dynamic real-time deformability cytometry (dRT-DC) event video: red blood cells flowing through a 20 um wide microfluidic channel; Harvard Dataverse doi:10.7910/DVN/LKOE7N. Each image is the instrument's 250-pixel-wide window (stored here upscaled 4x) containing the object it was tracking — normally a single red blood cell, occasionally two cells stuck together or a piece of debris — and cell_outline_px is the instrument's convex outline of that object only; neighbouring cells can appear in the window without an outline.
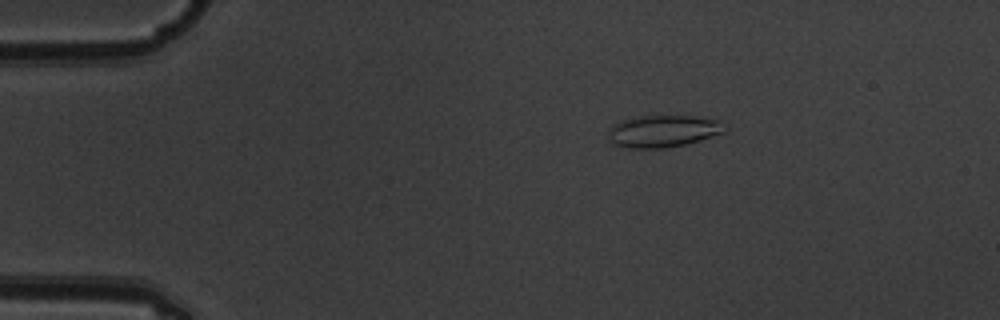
{"species": "common noctule bat (a hibernating species)", "species_latin": "Nyctalus noctula", "temperature_condition": "warm", "stored_images_in_passage": 4, "camera_frame_rate_fps": 3000, "um_per_image_px": 0.085, "animal": {"sex": "male", "body_mass_g": 19.5, "forearm_length_mm": 54.6}, "frame": {"image": 1, "passage_image": 2, "time_ms": 0.333, "image_size_px": [1000, 320], "cell_outline_px": [[724, 132], [700, 140], [684, 144], [664, 148], [628, 148], [612, 144], [608, 136], [608, 128], [612, 124], [620, 120], [640, 116], [696, 116], [720, 120]], "centroid_in_image_um": [56.28, 11.14], "position_along_channel_um": 28.7, "area_um2": 21.73}}